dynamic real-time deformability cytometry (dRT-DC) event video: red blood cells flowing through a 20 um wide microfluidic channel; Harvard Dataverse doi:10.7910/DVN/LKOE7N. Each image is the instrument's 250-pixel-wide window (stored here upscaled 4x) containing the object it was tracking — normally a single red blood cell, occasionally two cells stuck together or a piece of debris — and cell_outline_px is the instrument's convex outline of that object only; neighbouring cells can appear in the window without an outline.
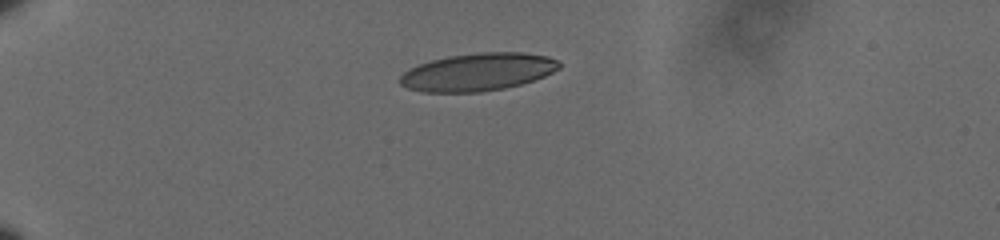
{"species": "human", "species_latin": "Homo sapiens", "temperature_condition": "cold", "stored_images_in_passage": 43, "camera_frame_rate_fps": 3000, "um_per_image_px": 0.085, "donor": {"sex": "male"}, "frame": {"image": 1, "passage_image": 1, "time_ms": 0.0, "image_size_px": [1000, 240], "cell_outline_px": [[560, 68], [544, 76], [520, 84], [504, 88], [480, 92], [420, 92], [408, 88], [400, 84], [400, 76], [408, 68], [432, 60], [448, 56], [480, 52], [524, 52], [548, 56], [560, 60]], "centroid_in_image_um": [40.62, 6.11], "position_along_channel_um": 44.4, "area_um2": 35.03}}
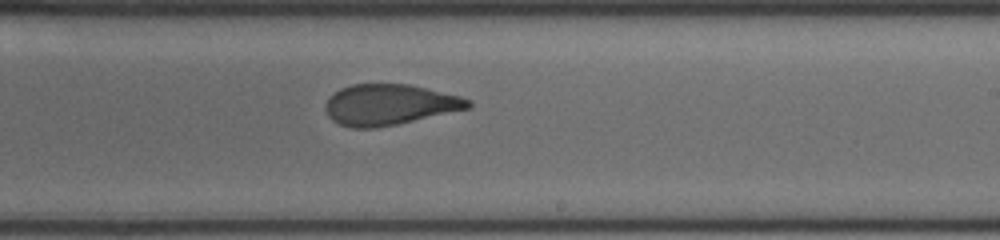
{"frame": {"image": 2, "passage_image": 23, "time_ms": 7.333, "image_size_px": [1000, 240], "cell_outline_px": [[472, 108], [396, 124], [376, 128], [352, 128], [340, 124], [332, 120], [328, 116], [324, 108], [324, 104], [328, 96], [340, 88], [352, 84], [408, 84], [460, 96], [472, 100]], "centroid_in_image_um": [33.08, 8.9], "position_along_channel_um": 255.9, "area_um2": 34.1}}
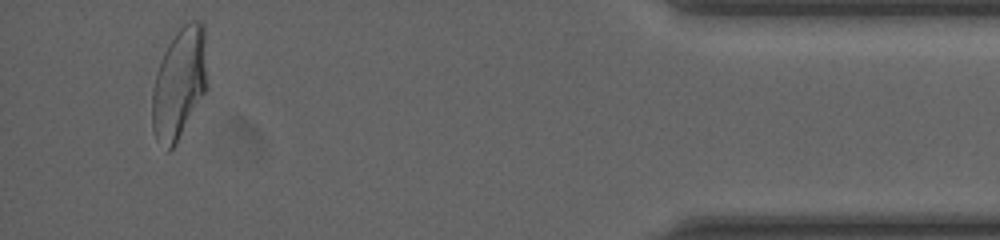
{"frame": {"image": 3, "passage_image": 41, "time_ms": 13.333, "image_size_px": [1000, 240], "cell_outline_px": [[208, 88], [176, 144], [168, 152], [156, 140], [152, 128], [152, 88], [156, 72], [160, 60], [168, 44], [176, 32], [184, 24], [192, 20], [200, 20], [204, 24]], "centroid_in_image_um": [15.24, 7.1], "position_along_channel_um": 420.0, "area_um2": 36.18}, "authors_computed_cell_mechanics": {"area_um2": 35.4892, "velocity_mm_per_s": 3.6067, "shape_relaxation_time_tau1_ms": 9.1589, "shape_relaxation_time_tau2_ms": 1.4773, "deformation_change_tau1": 0.2354, "deformation_change_tau2": 0.0864}}